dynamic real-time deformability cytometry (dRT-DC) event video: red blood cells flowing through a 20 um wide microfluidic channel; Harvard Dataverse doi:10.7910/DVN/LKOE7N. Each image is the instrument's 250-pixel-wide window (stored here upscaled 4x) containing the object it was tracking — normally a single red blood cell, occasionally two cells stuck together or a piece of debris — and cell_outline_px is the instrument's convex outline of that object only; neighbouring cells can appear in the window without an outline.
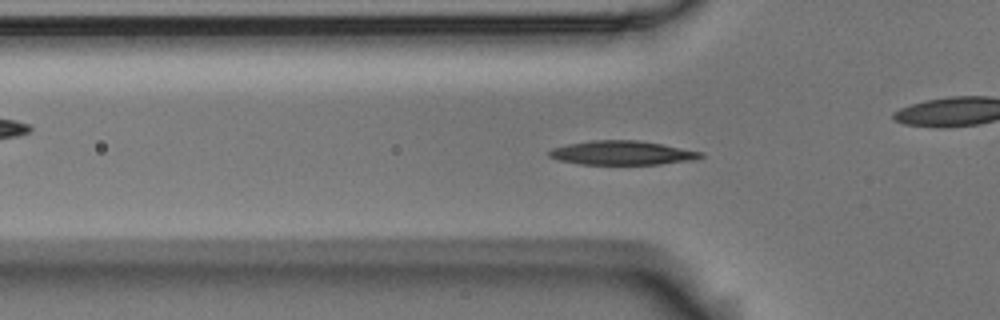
{"species": "Egyptian fruit bat (a non-hibernating species)", "species_latin": "Rousettus aegyptiacus", "temperature_condition": "room temperature", "stored_images_in_passage": 56, "camera_frame_rate_fps": 3000, "um_per_image_px": 0.085, "animal": {"sex": "male"}, "frame": {"image": 1, "passage_image": 17, "time_ms": 5.333, "image_size_px": [1000, 320], "cell_outline_px": [[704, 156], [696, 160], [660, 164], [580, 164], [560, 160], [548, 156], [548, 152], [552, 148], [568, 144], [592, 140], [640, 140], [664, 144], [704, 152]], "centroid_in_image_um": [52.94, 12.99], "position_along_channel_um": 72.9, "area_um2": 21.39}}
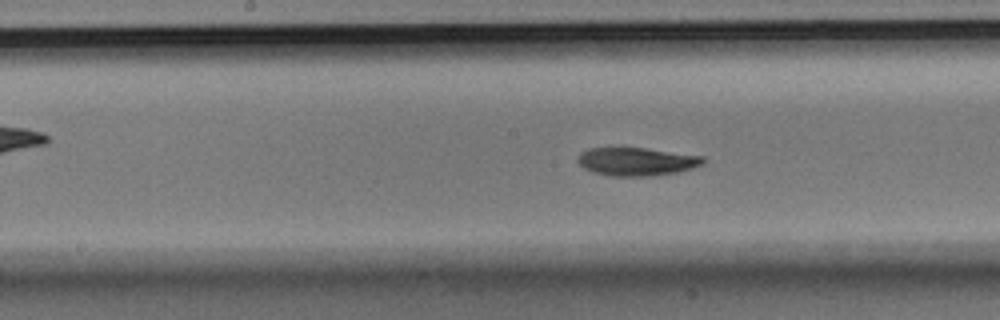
{"frame": {"image": 2, "passage_image": 27, "time_ms": 8.667, "image_size_px": [1000, 320], "cell_outline_px": [[708, 160], [704, 164], [680, 172], [656, 176], [612, 176], [592, 172], [584, 168], [576, 160], [580, 152], [588, 148], [644, 148], [704, 156]], "centroid_in_image_um": [54.15, 13.74], "position_along_channel_um": 194.1, "area_um2": 20.87}}
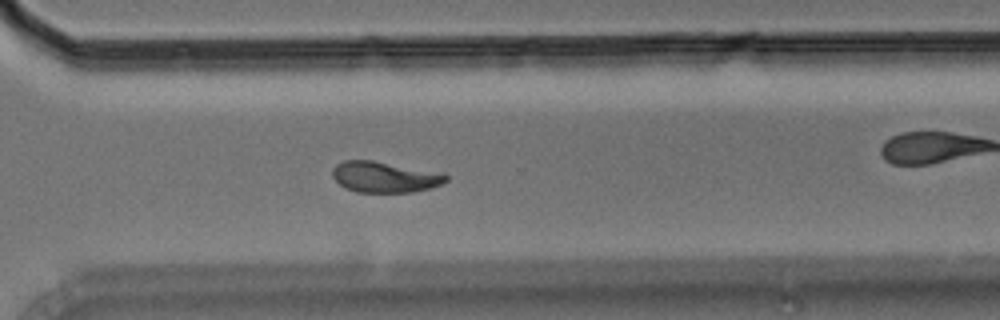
{"frame": {"image": 3, "passage_image": 39, "time_ms": 12.667, "image_size_px": [1000, 320], "cell_outline_px": [[448, 180], [432, 188], [412, 192], [356, 192], [344, 188], [332, 176], [332, 168], [336, 164], [344, 160], [372, 160], [448, 176]], "centroid_in_image_um": [32.59, 15.06], "position_along_channel_um": 338.0, "area_um2": 19.88}, "authors_computed_cell_mechanics": {"area_um2": 20.6057, "velocity_mm_per_s": 3.6137, "shape_relaxation_time_tau1_ms": 4.9417, "shape_relaxation_time_tau2_ms": null, "deformation_change_tau1": 0.175, "deformation_change_tau2": null}}